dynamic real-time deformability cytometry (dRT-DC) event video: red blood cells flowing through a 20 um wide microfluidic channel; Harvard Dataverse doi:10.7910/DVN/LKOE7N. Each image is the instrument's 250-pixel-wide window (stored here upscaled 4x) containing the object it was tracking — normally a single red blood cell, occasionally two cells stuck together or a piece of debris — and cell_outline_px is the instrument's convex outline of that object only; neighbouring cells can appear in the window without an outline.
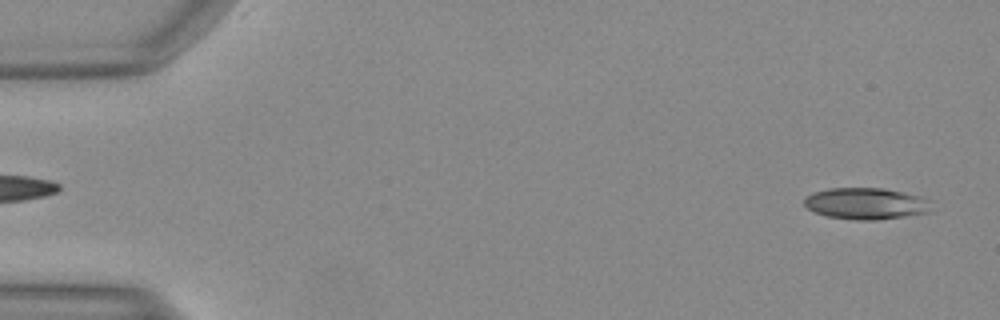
{"species": "Egyptian fruit bat (a non-hibernating species)", "species_latin": "Rousettus aegyptiacus", "temperature_condition": "warm", "stored_images_in_passage": 49, "camera_frame_rate_fps": 3000, "um_per_image_px": 0.085, "animal": {"sex": "female"}, "frame": {"image": 1, "passage_image": 2, "time_ms": 0.333, "image_size_px": [1000, 320], "cell_outline_px": [[928, 212], [904, 216], [872, 220], [856, 220], [828, 216], [816, 212], [808, 208], [804, 204], [804, 200], [812, 192], [828, 188], [884, 188], [924, 196], [928, 200]], "centroid_in_image_um": [73.59, 17.28], "position_along_channel_um": 11.4, "area_um2": 23.12}}
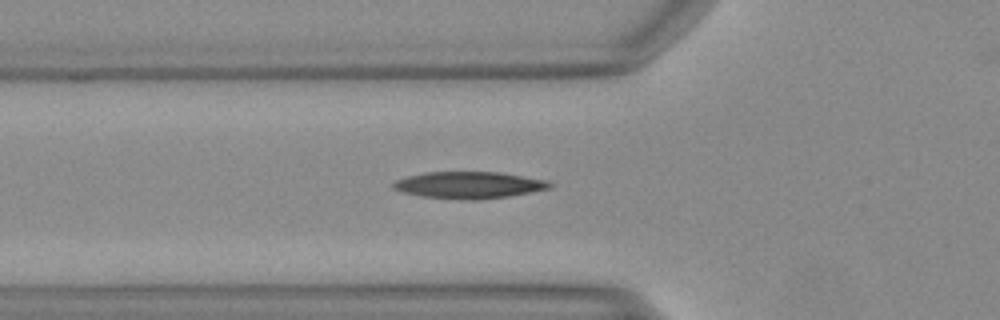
{"frame": {"image": 2, "passage_image": 17, "time_ms": 5.333, "image_size_px": [1000, 320], "cell_outline_px": [[552, 188], [508, 196], [472, 200], [460, 200], [420, 196], [404, 192], [392, 188], [392, 184], [396, 180], [408, 176], [424, 172], [500, 172], [548, 180], [552, 184]], "centroid_in_image_um": [39.87, 15.73], "position_along_channel_um": 85.9, "area_um2": 24.45}}
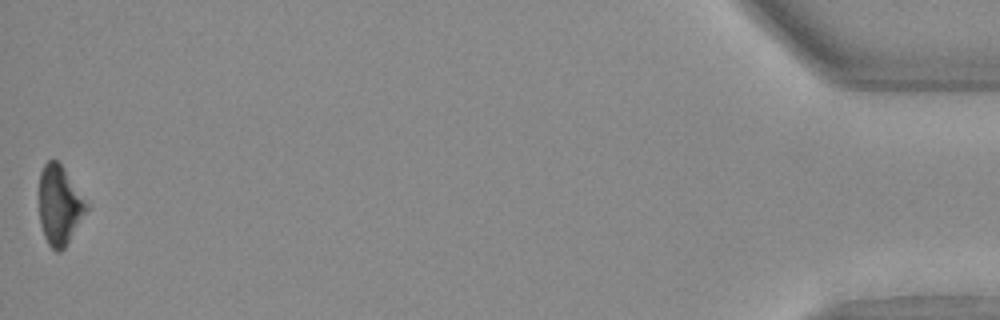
{"frame": {"image": 3, "passage_image": 49, "time_ms": 16.0, "image_size_px": [1000, 320], "cell_outline_px": [[88, 208], [64, 248], [60, 252], [56, 252], [48, 244], [44, 236], [40, 224], [40, 172], [44, 164], [48, 160], [56, 160], [64, 168], [88, 204]], "centroid_in_image_um": [5.04, 17.44], "position_along_channel_um": 430.2, "area_um2": 21.44}}